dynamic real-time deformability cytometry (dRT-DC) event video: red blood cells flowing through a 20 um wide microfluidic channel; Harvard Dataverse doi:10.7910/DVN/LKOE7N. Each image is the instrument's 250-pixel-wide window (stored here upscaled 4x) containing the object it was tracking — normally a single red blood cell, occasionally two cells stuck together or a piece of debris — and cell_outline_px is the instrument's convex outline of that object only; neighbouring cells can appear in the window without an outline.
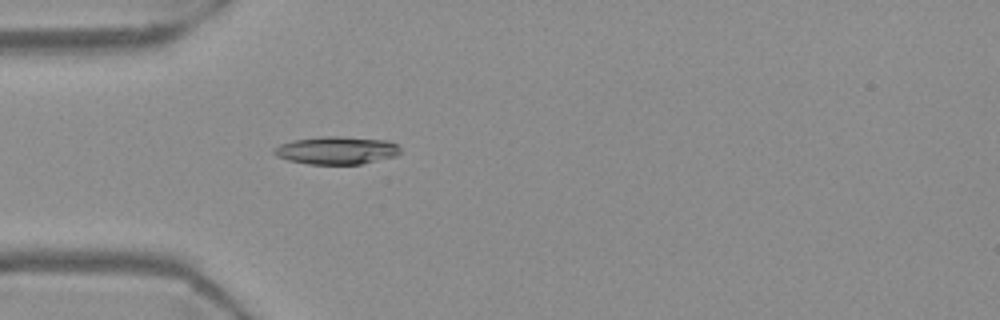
{"species": "Egyptian fruit bat (a non-hibernating species)", "species_latin": "Rousettus aegyptiacus", "temperature_condition": "warm", "stored_images_in_passage": 38, "camera_frame_rate_fps": 3000, "um_per_image_px": 0.085, "frame": {"image": 1, "passage_image": 7, "time_ms": 2.0, "image_size_px": [1000, 320], "cell_outline_px": [[400, 152], [396, 156], [360, 164], [308, 164], [288, 160], [276, 156], [272, 152], [272, 148], [280, 144], [292, 140], [320, 136], [340, 136], [388, 140], [396, 144], [400, 148]], "centroid_in_image_um": [28.57, 12.77], "position_along_channel_um": 56.4, "area_um2": 20.63}}
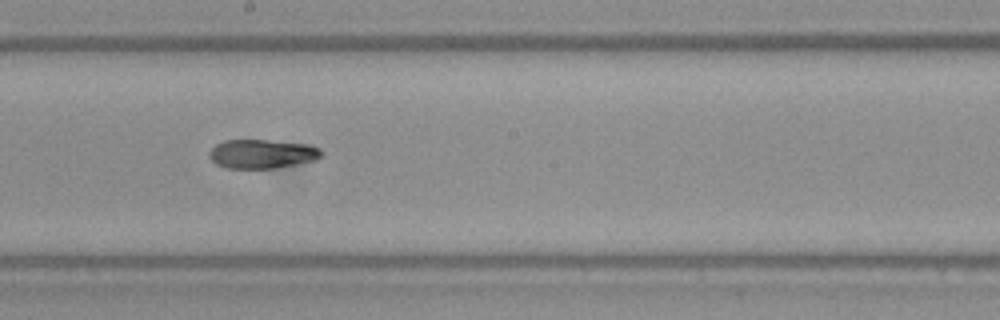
{"frame": {"image": 2, "passage_image": 21, "time_ms": 6.667, "image_size_px": [1000, 320], "cell_outline_px": [[324, 156], [316, 160], [276, 168], [228, 168], [216, 164], [208, 156], [208, 152], [216, 144], [224, 140], [268, 140], [312, 144], [320, 148], [324, 152]], "centroid_in_image_um": [22.33, 13.07], "position_along_channel_um": 225.9, "area_um2": 19.25}}
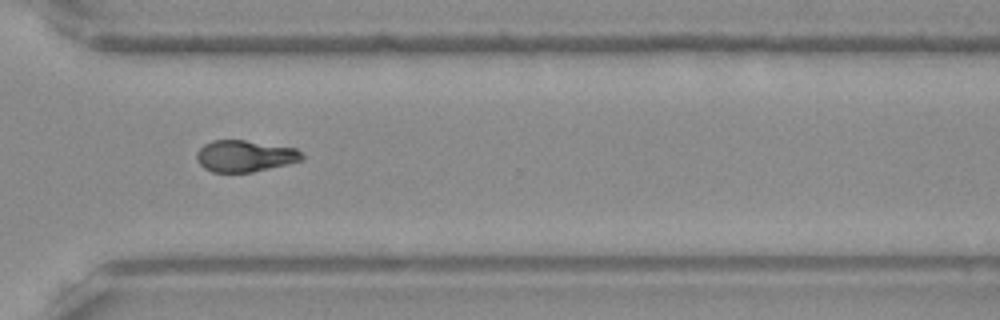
{"frame": {"image": 3, "passage_image": 31, "time_ms": 10.0, "image_size_px": [1000, 320], "cell_outline_px": [[304, 160], [288, 164], [252, 172], [212, 172], [204, 168], [196, 160], [196, 152], [204, 144], [212, 140], [244, 140], [296, 148], [304, 156]], "centroid_in_image_um": [20.8, 13.26], "position_along_channel_um": 349.8, "area_um2": 19.42}, "authors_computed_cell_mechanics": {"area_um2": 19.4786, "velocity_mm_per_s": 3.7162, "shape_relaxation_time_tau1_ms": null, "shape_relaxation_time_tau2_ms": 6.2642, "deformation_change_tau1": null, "deformation_change_tau2": 0.1245}}